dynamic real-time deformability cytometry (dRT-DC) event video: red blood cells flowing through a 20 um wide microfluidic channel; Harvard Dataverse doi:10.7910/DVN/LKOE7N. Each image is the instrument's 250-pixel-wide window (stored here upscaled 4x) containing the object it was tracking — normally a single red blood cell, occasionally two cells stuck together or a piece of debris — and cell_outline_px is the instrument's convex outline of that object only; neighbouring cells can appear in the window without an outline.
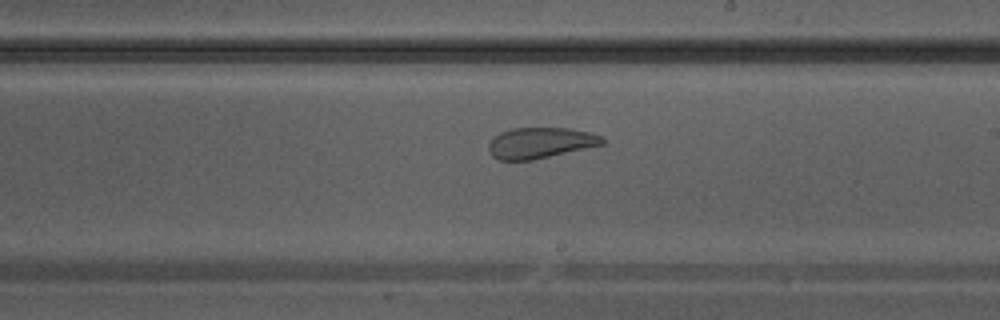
{"species": "Egyptian fruit bat (a non-hibernating species)", "species_latin": "Rousettus aegyptiacus", "temperature_condition": "warm", "stored_images_in_passage": 27, "camera_frame_rate_fps": 3000, "um_per_image_px": 0.085, "animal": {"sex": "male"}, "frame": {"image": 1, "passage_image": 12, "time_ms": 3.667, "image_size_px": [1000, 320], "cell_outline_px": [[608, 140], [604, 144], [532, 160], [500, 160], [492, 156], [488, 148], [488, 144], [500, 132], [512, 128], [568, 128], [588, 132], [600, 136]], "centroid_in_image_um": [45.93, 12.14], "position_along_channel_um": 243.1, "area_um2": 20.29}}
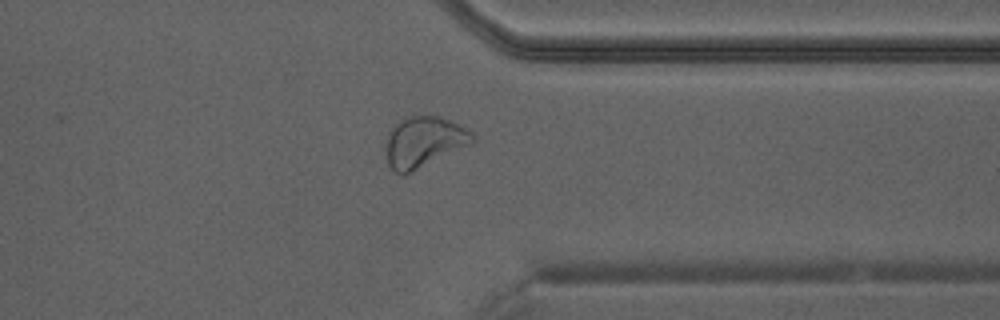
{"frame": {"image": 2, "passage_image": 20, "time_ms": 6.333, "image_size_px": [1000, 320], "cell_outline_px": [[476, 140], [472, 144], [404, 176], [396, 172], [388, 164], [388, 132], [400, 120], [408, 116], [440, 116], [472, 132], [476, 136]], "centroid_in_image_um": [36.07, 12.08], "position_along_channel_um": 375.3, "area_um2": 25.37}}